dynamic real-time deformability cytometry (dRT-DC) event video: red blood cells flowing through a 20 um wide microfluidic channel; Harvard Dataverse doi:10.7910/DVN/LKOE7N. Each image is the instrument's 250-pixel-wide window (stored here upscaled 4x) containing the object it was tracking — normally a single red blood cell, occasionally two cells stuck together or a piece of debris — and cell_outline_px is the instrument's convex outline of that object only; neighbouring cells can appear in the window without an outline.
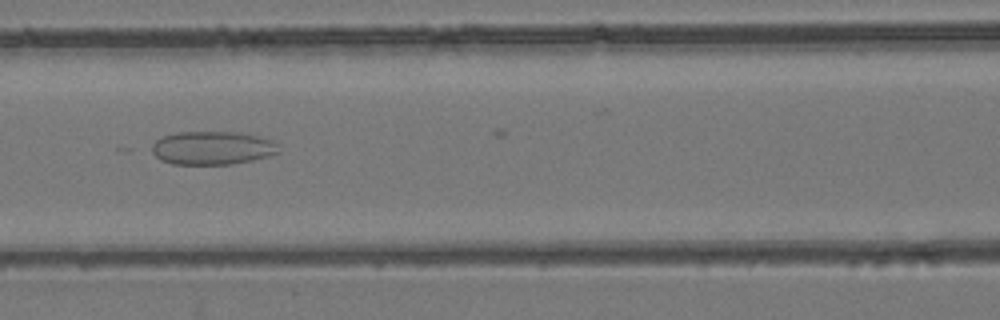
{"species": "common noctule bat (a hibernating species)", "species_latin": "Nyctalus noctula", "temperature_condition": "room temperature", "stored_images_in_passage": 9, "camera_frame_rate_fps": 3000, "um_per_image_px": 0.085, "animal": {"sex": "female", "body_mass_g": 24.6, "forearm_length_mm": 56.2}, "frame": {"image": 1, "passage_image": 7, "time_ms": 7.0, "image_size_px": [1000, 320], "cell_outline_px": [[280, 152], [268, 156], [252, 160], [232, 164], [172, 164], [160, 160], [152, 152], [152, 144], [156, 140], [164, 136], [176, 132], [240, 132], [272, 140], [276, 144]], "centroid_in_image_um": [18.03, 12.58], "position_along_channel_um": 148.6, "area_um2": 24.62}}
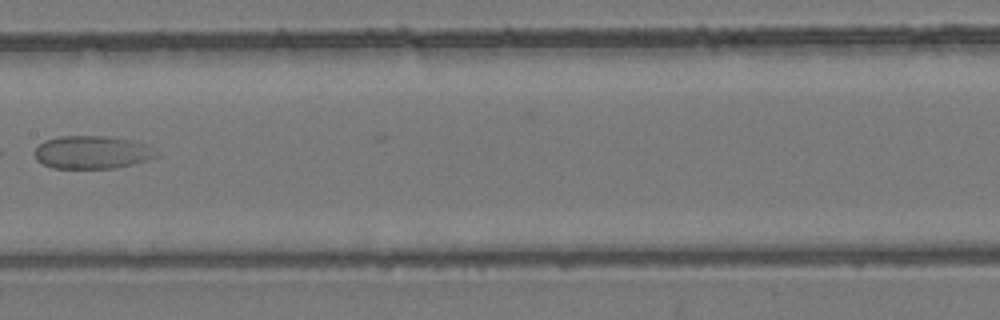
{"frame": {"image": 2, "passage_image": 8, "time_ms": 8.333, "image_size_px": [1000, 320], "cell_outline_px": [[160, 156], [132, 164], [116, 168], [52, 168], [36, 160], [36, 148], [44, 140], [56, 136], [104, 136], [132, 140], [148, 144], [160, 152]], "centroid_in_image_um": [7.88, 12.94], "position_along_channel_um": 199.5, "area_um2": 23.58}}
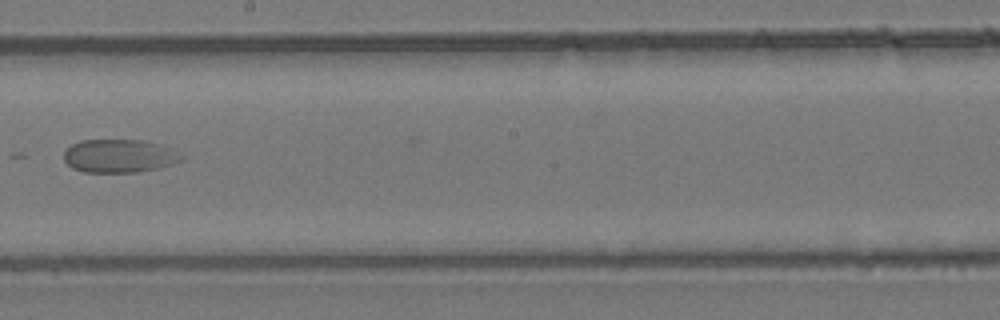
{"frame": {"image": 3, "passage_image": 9, "time_ms": 9.333, "image_size_px": [1000, 320], "cell_outline_px": [[184, 160], [160, 168], [136, 172], [84, 172], [72, 168], [64, 160], [64, 152], [72, 144], [80, 140], [144, 140], [160, 144], [184, 156]], "centroid_in_image_um": [10.14, 13.26], "position_along_channel_um": 238.1, "area_um2": 22.83}}